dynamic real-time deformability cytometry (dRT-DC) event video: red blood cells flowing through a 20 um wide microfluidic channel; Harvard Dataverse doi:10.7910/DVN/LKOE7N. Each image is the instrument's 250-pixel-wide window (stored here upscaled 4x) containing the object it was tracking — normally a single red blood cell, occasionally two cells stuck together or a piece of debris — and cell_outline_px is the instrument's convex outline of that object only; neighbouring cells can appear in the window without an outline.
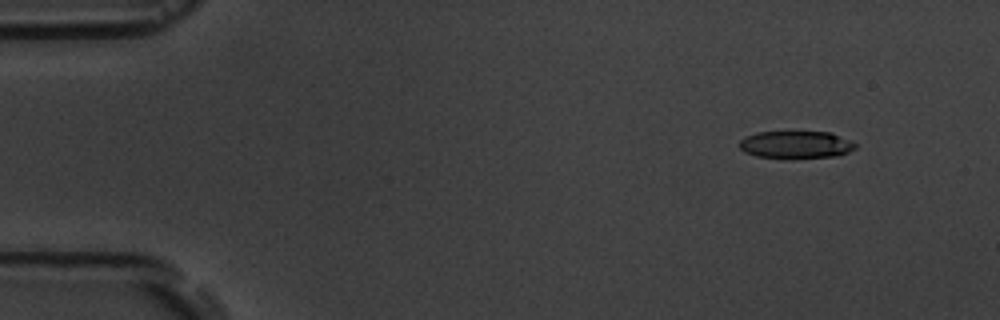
{"species": "common noctule bat (a hibernating species)", "species_latin": "Nyctalus noctula", "temperature_condition": "room temperature", "stored_images_in_passage": 6, "camera_frame_rate_fps": 3000, "um_per_image_px": 0.085, "animal": {"sex": "male", "body_mass_g": 19.5, "forearm_length_mm": 54.6}, "frame": {"image": 1, "passage_image": 2, "time_ms": 1.333, "image_size_px": [1000, 320], "cell_outline_px": [[856, 148], [848, 152], [836, 156], [796, 160], [792, 160], [756, 156], [744, 152], [740, 148], [740, 140], [756, 132], [832, 132], [852, 140], [856, 144]], "centroid_in_image_um": [67.69, 12.33], "position_along_channel_um": 17.3, "area_um2": 19.13}}
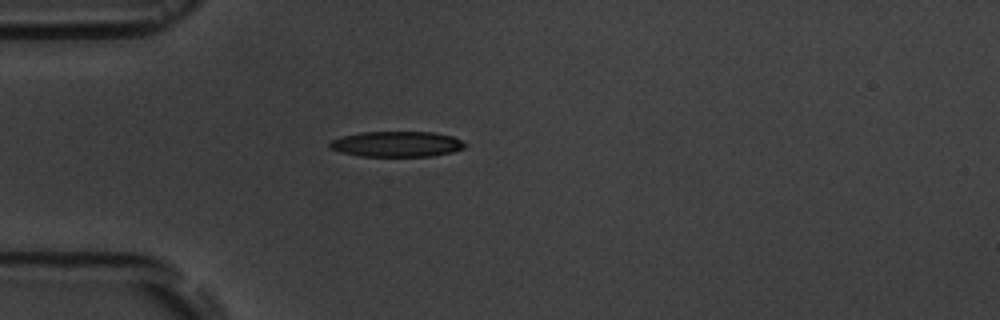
{"frame": {"image": 2, "passage_image": 5, "time_ms": 4.667, "image_size_px": [1000, 320], "cell_outline_px": [[468, 144], [464, 148], [452, 152], [432, 156], [360, 156], [340, 152], [328, 148], [328, 144], [332, 140], [340, 136], [360, 132], [436, 132], [452, 136]], "centroid_in_image_um": [33.7, 12.24], "position_along_channel_um": 51.3, "area_um2": 20.29}}